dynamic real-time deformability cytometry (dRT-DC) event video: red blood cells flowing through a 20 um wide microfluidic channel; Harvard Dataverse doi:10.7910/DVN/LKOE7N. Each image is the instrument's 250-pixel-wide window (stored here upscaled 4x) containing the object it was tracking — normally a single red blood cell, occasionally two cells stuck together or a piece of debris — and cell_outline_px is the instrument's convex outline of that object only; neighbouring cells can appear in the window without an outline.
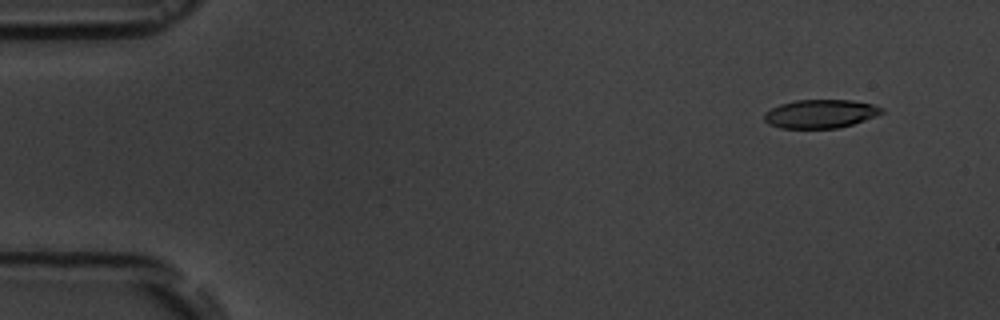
{"species": "common noctule bat (a hibernating species)", "species_latin": "Nyctalus noctula", "temperature_condition": "room temperature", "stored_images_in_passage": 5, "camera_frame_rate_fps": 3000, "um_per_image_px": 0.085, "animal": {"sex": "male", "body_mass_g": 19.5, "forearm_length_mm": 54.6}, "frame": {"image": 1, "passage_image": 1, "time_ms": 0.0, "image_size_px": [1000, 320], "cell_outline_px": [[884, 112], [864, 120], [840, 128], [780, 128], [768, 124], [764, 120], [764, 112], [780, 104], [796, 100], [852, 100], [872, 104], [884, 108]], "centroid_in_image_um": [69.72, 9.67], "position_along_channel_um": 15.3, "area_um2": 19.54}}
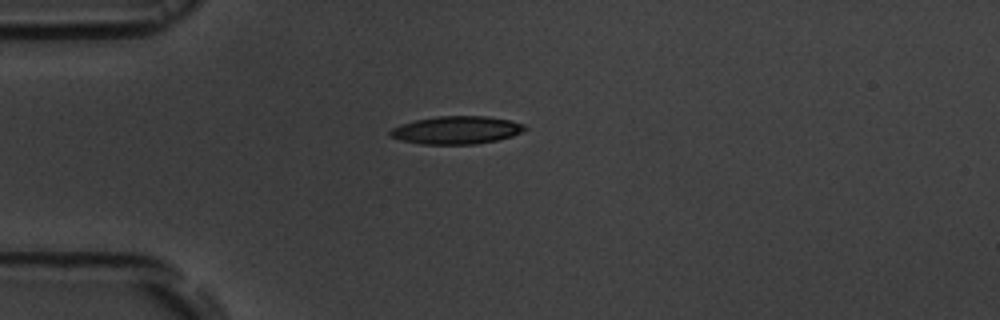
{"frame": {"image": 2, "passage_image": 4, "time_ms": 3.333, "image_size_px": [1000, 320], "cell_outline_px": [[528, 128], [512, 136], [496, 140], [476, 144], [420, 144], [400, 140], [392, 136], [388, 132], [392, 128], [400, 124], [416, 120], [436, 116], [488, 116], [512, 120], [524, 124]], "centroid_in_image_um": [38.81, 11.05], "position_along_channel_um": 46.2, "area_um2": 21.91}}